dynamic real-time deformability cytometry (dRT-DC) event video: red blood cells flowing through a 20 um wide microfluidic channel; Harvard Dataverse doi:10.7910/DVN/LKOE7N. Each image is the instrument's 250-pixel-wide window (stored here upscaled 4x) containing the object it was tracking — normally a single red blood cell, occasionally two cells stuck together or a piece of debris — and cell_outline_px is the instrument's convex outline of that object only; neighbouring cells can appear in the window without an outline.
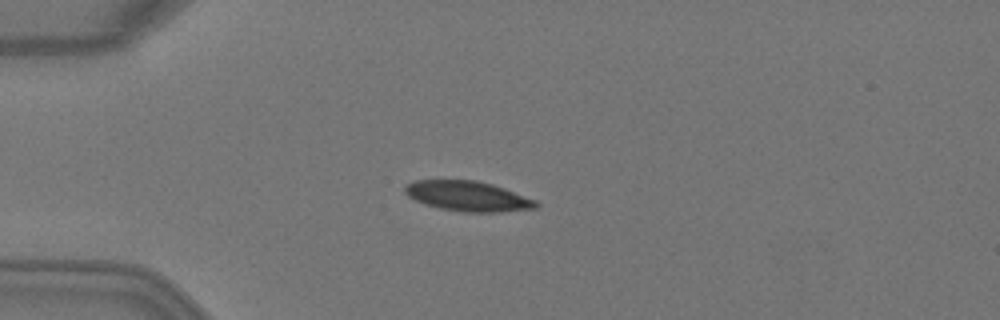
{"species": "Egyptian fruit bat (a non-hibernating species)", "species_latin": "Rousettus aegyptiacus", "temperature_condition": "warm", "stored_images_in_passage": 1, "camera_frame_rate_fps": 3000, "um_per_image_px": 0.085, "animal": {"sex": "female"}, "frame": {"image": 1, "passage_image": 1, "time_ms": 0.0, "image_size_px": [1000, 320], "cell_outline_px": [[540, 204], [536, 208], [500, 212], [464, 212], [440, 208], [424, 204], [408, 196], [404, 192], [404, 188], [408, 184], [416, 180], [476, 180], [492, 184], [504, 188], [536, 200]], "centroid_in_image_um": [39.78, 16.67], "position_along_channel_um": 45.2, "area_um2": 22.89}}